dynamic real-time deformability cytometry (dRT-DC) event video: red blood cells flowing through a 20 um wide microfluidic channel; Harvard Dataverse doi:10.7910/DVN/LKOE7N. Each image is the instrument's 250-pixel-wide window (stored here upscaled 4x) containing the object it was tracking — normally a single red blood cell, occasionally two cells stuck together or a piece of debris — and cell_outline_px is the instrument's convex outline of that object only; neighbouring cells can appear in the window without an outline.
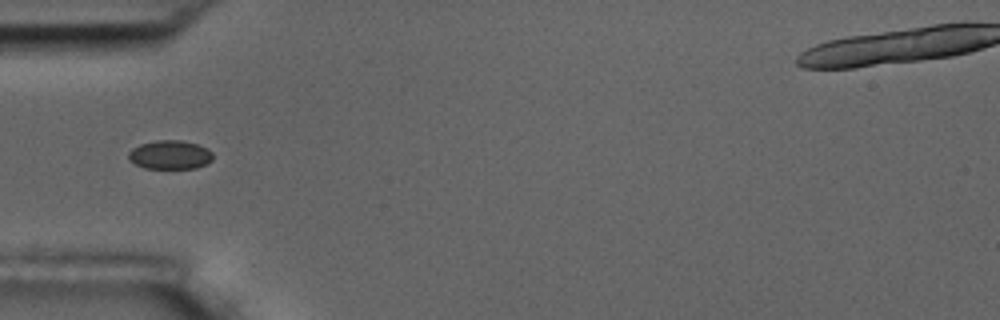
{"species": "common noctule bat (a hibernating species)", "species_latin": "Nyctalus noctula", "temperature_condition": "room temperature", "stored_images_in_passage": 5, "camera_frame_rate_fps": 3000, "um_per_image_px": 0.085, "animal": {"sex": "male", "body_mass_g": 17.5, "forearm_length_mm": 52.3}, "frame": {"image": 1, "passage_image": 3, "time_ms": 2.0, "image_size_px": [1000, 320], "cell_outline_px": [[212, 160], [196, 168], [144, 168], [128, 160], [128, 152], [132, 148], [140, 144], [156, 140], [180, 140], [196, 144], [208, 148], [212, 152]], "centroid_in_image_um": [14.43, 13.15], "position_along_channel_um": 70.6, "area_um2": 14.16}}